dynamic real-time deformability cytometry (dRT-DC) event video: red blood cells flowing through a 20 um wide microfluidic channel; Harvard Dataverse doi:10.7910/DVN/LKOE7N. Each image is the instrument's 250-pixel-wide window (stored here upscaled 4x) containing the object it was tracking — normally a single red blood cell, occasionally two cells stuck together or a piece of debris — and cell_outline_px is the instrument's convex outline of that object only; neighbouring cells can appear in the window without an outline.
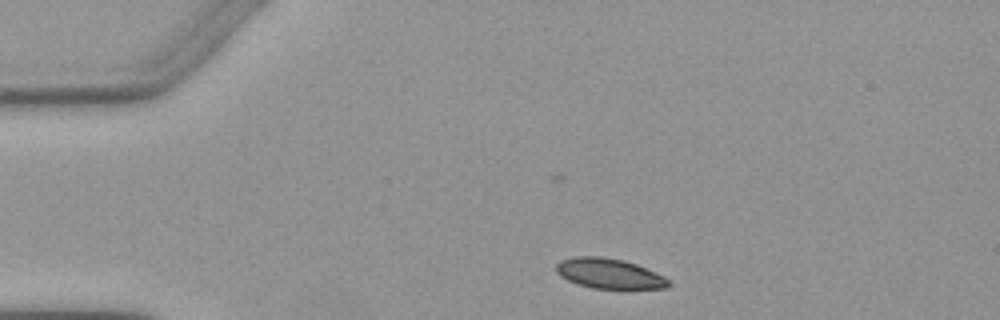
{"species": "Egyptian fruit bat (a non-hibernating species)", "species_latin": "Rousettus aegyptiacus", "temperature_condition": "warm", "stored_images_in_passage": 4, "camera_frame_rate_fps": 3000, "um_per_image_px": 0.085, "animal": {"sex": "female"}, "frame": {"image": 1, "passage_image": 2, "time_ms": 1.0, "image_size_px": [1000, 320], "cell_outline_px": [[672, 284], [668, 288], [592, 288], [576, 284], [560, 276], [556, 272], [556, 264], [560, 260], [572, 256], [600, 256], [624, 260], [636, 264], [664, 276]], "centroid_in_image_um": [51.75, 23.24], "position_along_channel_um": 33.3, "area_um2": 19.77}}
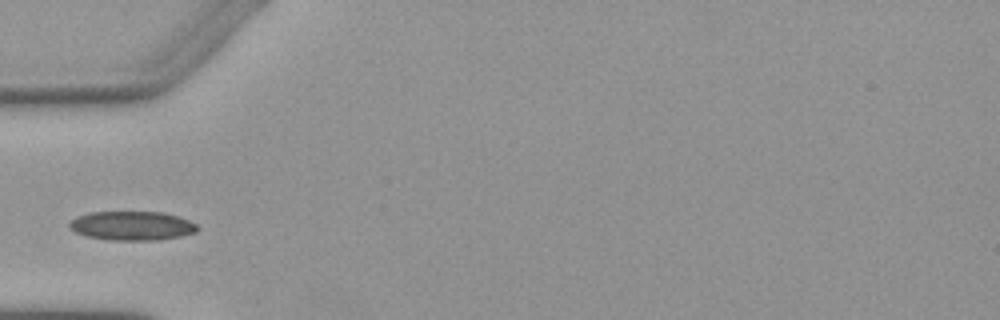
{"frame": {"image": 2, "passage_image": 4, "time_ms": 3.333, "image_size_px": [1000, 320], "cell_outline_px": [[200, 228], [196, 232], [180, 236], [156, 240], [112, 240], [88, 236], [76, 232], [68, 224], [76, 216], [88, 212], [164, 212], [188, 220], [196, 224]], "centroid_in_image_um": [11.24, 19.18], "position_along_channel_um": 73.8, "area_um2": 21.5}}